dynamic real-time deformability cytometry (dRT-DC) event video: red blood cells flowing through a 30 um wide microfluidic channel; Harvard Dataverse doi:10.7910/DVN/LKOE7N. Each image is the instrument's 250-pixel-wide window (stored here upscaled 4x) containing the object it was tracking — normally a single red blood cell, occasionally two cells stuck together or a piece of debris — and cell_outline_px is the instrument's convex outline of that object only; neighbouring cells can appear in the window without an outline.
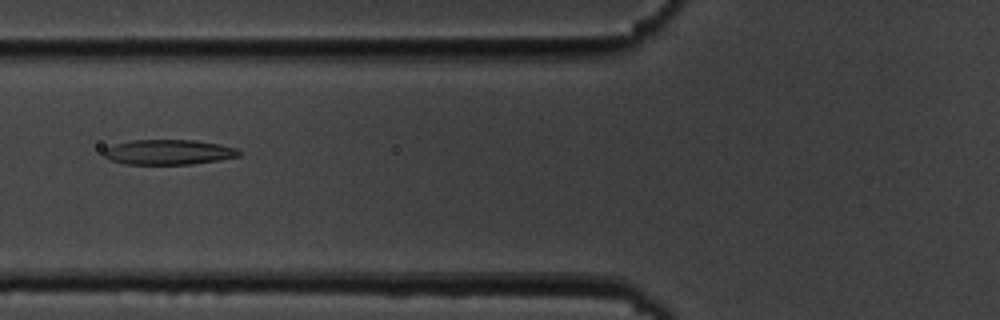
{"species": "common noctule bat (a hibernating species)", "species_latin": "Nyctalus noctula", "temperature_condition": "cold", "stored_images_in_passage": 6, "camera_frame_rate_fps": 3000, "um_per_image_px": 0.085, "animal": {"sex": "male", "body_mass_g": 19.5, "forearm_length_mm": 54.6}, "frame": {"image": 1, "passage_image": 4, "time_ms": 3.667, "image_size_px": [1000, 320], "cell_outline_px": [[240, 156], [220, 160], [192, 164], [124, 164], [112, 160], [104, 156], [104, 148], [116, 144], [132, 140], [196, 140], [220, 144], [236, 148], [240, 152]], "centroid_in_image_um": [14.35, 12.93], "position_along_channel_um": 111.5, "area_um2": 19.71}}
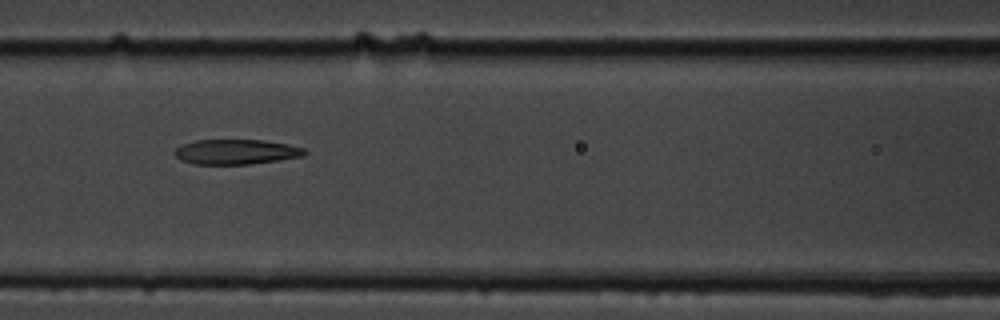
{"frame": {"image": 2, "passage_image": 5, "time_ms": 4.667, "image_size_px": [1000, 320], "cell_outline_px": [[308, 152], [304, 156], [252, 164], [192, 164], [180, 160], [176, 156], [176, 148], [184, 144], [196, 140], [264, 140], [288, 144], [304, 148]], "centroid_in_image_um": [20.11, 12.91], "position_along_channel_um": 146.5, "area_um2": 18.9}}
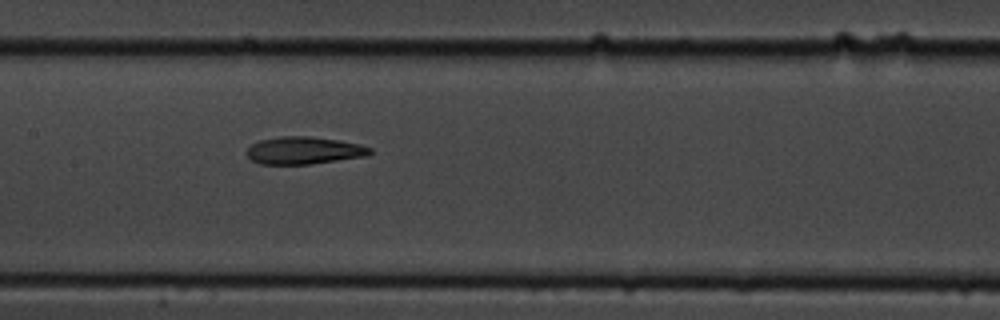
{"frame": {"image": 3, "passage_image": 6, "time_ms": 5.667, "image_size_px": [1000, 320], "cell_outline_px": [[372, 152], [368, 156], [312, 164], [260, 164], [252, 160], [248, 156], [248, 148], [252, 144], [260, 140], [280, 136], [308, 136], [340, 140], [360, 144], [372, 148]], "centroid_in_image_um": [25.88, 12.79], "position_along_channel_um": 181.5, "area_um2": 19.77}}